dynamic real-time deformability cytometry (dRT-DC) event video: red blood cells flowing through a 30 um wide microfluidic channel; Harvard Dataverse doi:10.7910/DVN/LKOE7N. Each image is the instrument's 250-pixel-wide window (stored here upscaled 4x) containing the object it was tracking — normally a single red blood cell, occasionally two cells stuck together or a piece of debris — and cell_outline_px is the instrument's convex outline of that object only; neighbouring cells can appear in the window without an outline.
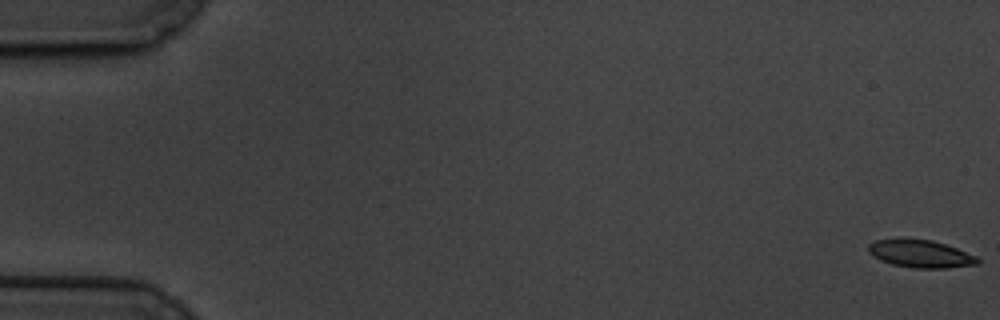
{"species": "common noctule bat (a hibernating species)", "species_latin": "Nyctalus noctula", "temperature_condition": "cold", "stored_images_in_passage": 61, "camera_frame_rate_fps": 3000, "um_per_image_px": 0.085, "animal": {"sex": "male", "body_mass_g": 19.5, "forearm_length_mm": 54.6}, "frame": {"image": 1, "passage_image": 1, "time_ms": 0.0, "image_size_px": [1000, 320], "cell_outline_px": [[980, 264], [948, 268], [912, 268], [892, 264], [880, 260], [872, 256], [868, 252], [868, 244], [876, 240], [932, 240], [956, 248], [976, 256], [980, 260]], "centroid_in_image_um": [78.26, 21.6], "position_along_channel_um": 6.7, "area_um2": 17.34}}
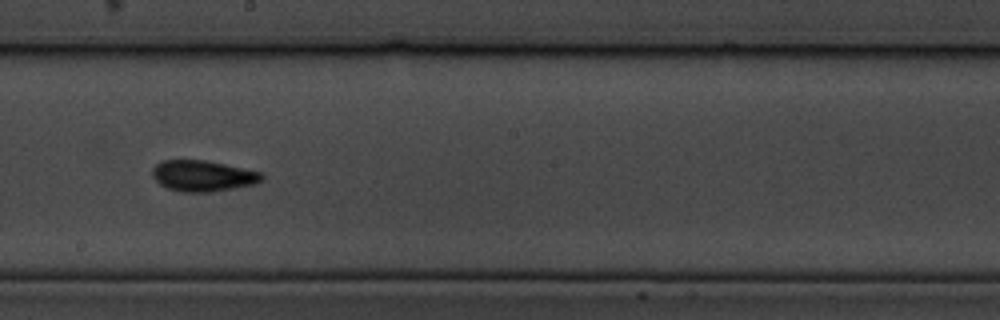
{"frame": {"image": 2, "passage_image": 35, "time_ms": 11.333, "image_size_px": [1000, 320], "cell_outline_px": [[264, 180], [256, 184], [212, 192], [180, 192], [168, 188], [160, 184], [152, 176], [152, 168], [160, 160], [204, 160], [264, 172]], "centroid_in_image_um": [17.27, 14.95], "position_along_channel_um": 230.9, "area_um2": 20.0}}
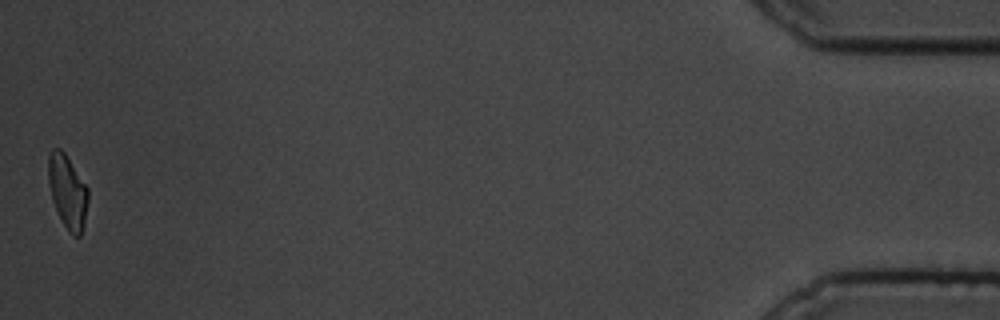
{"frame": {"image": 3, "passage_image": 61, "time_ms": 20.0, "image_size_px": [1000, 320], "cell_outline_px": [[88, 200], [84, 224], [80, 236], [72, 236], [68, 232], [52, 200], [48, 180], [48, 152], [52, 148], [60, 148], [64, 152], [88, 188]], "centroid_in_image_um": [5.73, 16.27], "position_along_channel_um": 429.5, "area_um2": 16.94}, "authors_computed_cell_mechanics": {"area_um2": 18.207, "velocity_mm_per_s": 3.3279, "shape_relaxation_time_tau1_ms": 3.8941, "shape_relaxation_time_tau2_ms": 3.1646, "deformation_change_tau1": 0.1309, "deformation_change_tau2": 0.1059}}